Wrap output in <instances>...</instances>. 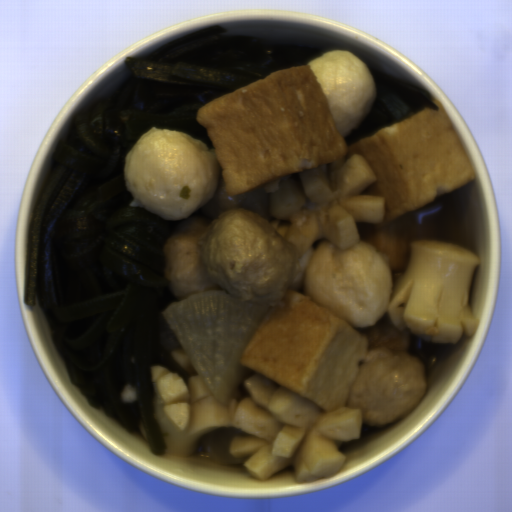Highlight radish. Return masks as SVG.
I'll use <instances>...</instances> for the list:
<instances>
[{
  "label": "radish",
  "mask_w": 512,
  "mask_h": 512,
  "mask_svg": "<svg viewBox=\"0 0 512 512\" xmlns=\"http://www.w3.org/2000/svg\"><path fill=\"white\" fill-rule=\"evenodd\" d=\"M270 307L227 295L222 289L198 291L163 309L193 369L218 404L239 399L253 374L242 355Z\"/></svg>",
  "instance_id": "1"
},
{
  "label": "radish",
  "mask_w": 512,
  "mask_h": 512,
  "mask_svg": "<svg viewBox=\"0 0 512 512\" xmlns=\"http://www.w3.org/2000/svg\"><path fill=\"white\" fill-rule=\"evenodd\" d=\"M237 436L248 435L237 428L222 427L202 437L197 446L217 464L244 465L249 457L235 458L230 453V445Z\"/></svg>",
  "instance_id": "2"
}]
</instances>
